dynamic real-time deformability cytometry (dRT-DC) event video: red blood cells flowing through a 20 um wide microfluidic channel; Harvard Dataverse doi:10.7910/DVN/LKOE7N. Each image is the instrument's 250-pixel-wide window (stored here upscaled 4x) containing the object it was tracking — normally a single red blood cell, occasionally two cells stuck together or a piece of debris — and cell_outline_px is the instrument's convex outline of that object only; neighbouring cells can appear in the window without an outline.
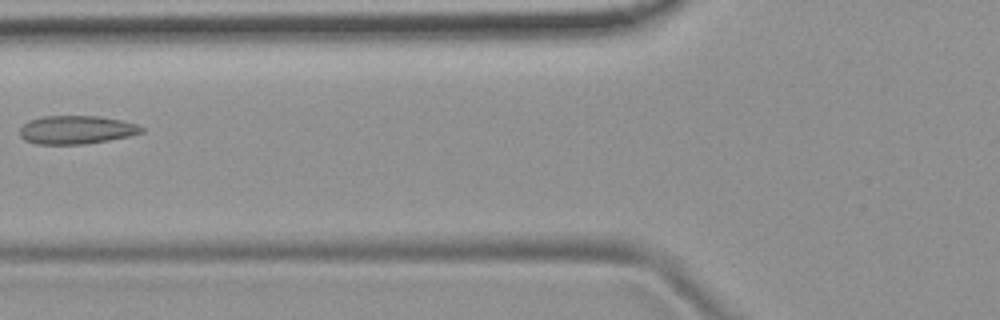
{"species": "common noctule bat (a hibernating species)", "species_latin": "Nyctalus noctula", "temperature_condition": "room temperature", "stored_images_in_passage": 3, "camera_frame_rate_fps": 3000, "um_per_image_px": 0.085, "animal": {"sex": "female", "body_mass_g": 19.9}, "frame": {"image": 1, "passage_image": 2, "time_ms": 0.333, "image_size_px": [1000, 320], "cell_outline_px": [[144, 132], [128, 136], [108, 140], [84, 144], [36, 144], [24, 140], [20, 136], [20, 128], [28, 120], [40, 116], [96, 116], [120, 120], [136, 124], [144, 128]], "centroid_in_image_um": [6.45, 11.03], "position_along_channel_um": 119.3, "area_um2": 20.11}}
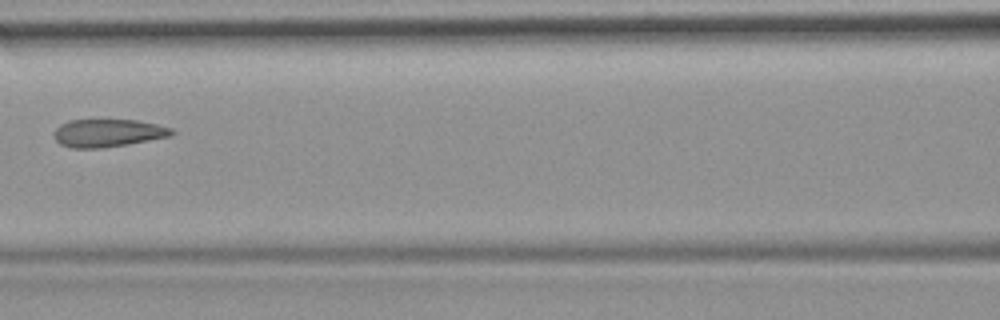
{"frame": {"image": 2, "passage_image": 3, "time_ms": 0.667, "image_size_px": [1000, 320], "cell_outline_px": [[176, 132], [172, 136], [128, 144], [104, 148], [72, 148], [60, 144], [56, 140], [52, 132], [60, 124], [68, 120], [136, 120], [156, 124], [172, 128]], "centroid_in_image_um": [9.17, 11.31], "position_along_channel_um": 157.4, "area_um2": 19.25}}